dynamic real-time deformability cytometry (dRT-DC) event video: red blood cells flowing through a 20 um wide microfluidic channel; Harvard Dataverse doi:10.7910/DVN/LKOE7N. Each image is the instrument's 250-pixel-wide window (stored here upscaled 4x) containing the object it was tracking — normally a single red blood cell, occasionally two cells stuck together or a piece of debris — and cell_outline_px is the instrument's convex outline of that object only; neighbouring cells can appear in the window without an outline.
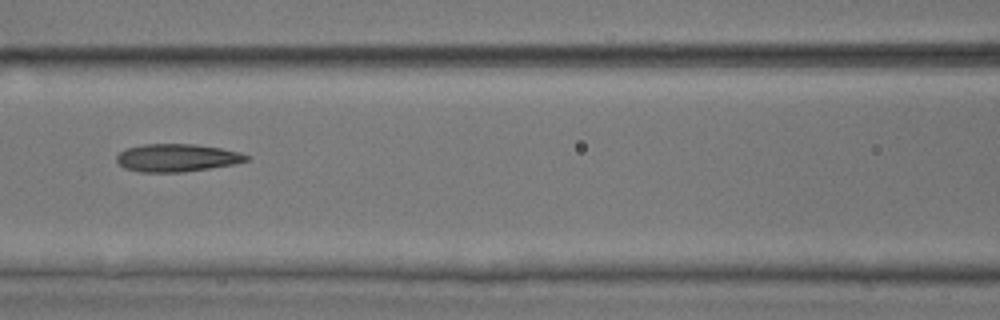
{"species": "common noctule bat (a hibernating species)", "species_latin": "Nyctalus noctula", "temperature_condition": "room temperature", "stored_images_in_passage": 10, "camera_frame_rate_fps": 3000, "um_per_image_px": 0.085, "animal": {"sex": "male", "body_mass_g": 17.9, "forearm_length_mm": 54.2}, "frame": {"image": 1, "passage_image": 6, "time_ms": 1.667, "image_size_px": [1000, 320], "cell_outline_px": [[252, 156], [248, 160], [236, 164], [184, 172], [140, 172], [124, 168], [116, 160], [116, 156], [120, 152], [128, 148], [144, 144], [192, 144], [220, 148], [240, 152]], "centroid_in_image_um": [15.07, 13.42], "position_along_channel_um": 151.5, "area_um2": 21.04}}
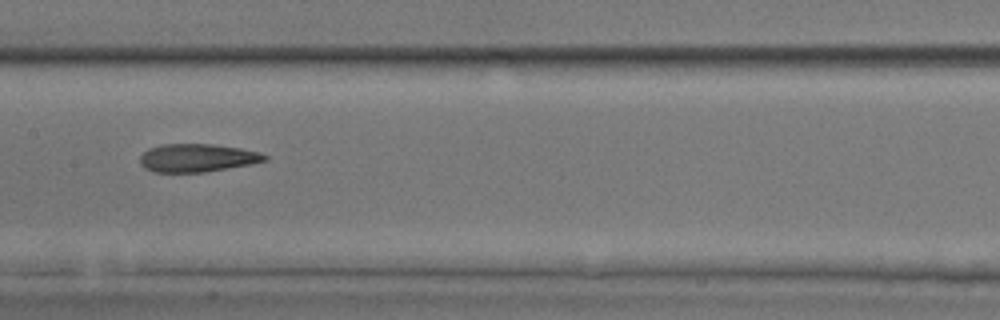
{"frame": {"image": 2, "passage_image": 7, "time_ms": 2.0, "image_size_px": [1000, 320], "cell_outline_px": [[268, 160], [252, 164], [204, 172], [152, 172], [144, 168], [140, 164], [140, 156], [148, 148], [160, 144], [212, 144], [240, 148], [260, 152], [268, 156]], "centroid_in_image_um": [16.75, 13.42], "position_along_channel_um": 190.6, "area_um2": 20.58}}
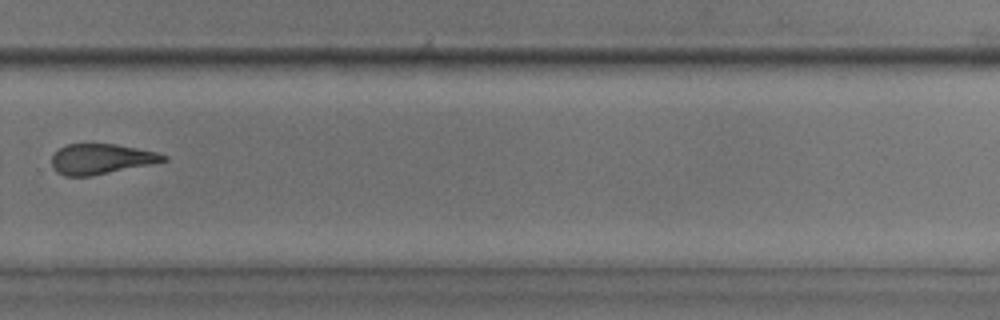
{"frame": {"image": 3, "passage_image": 10, "time_ms": 3.0, "image_size_px": [1000, 320], "cell_outline_px": [[168, 160], [152, 164], [92, 176], [64, 176], [56, 172], [52, 168], [52, 156], [60, 148], [68, 144], [116, 144], [156, 152], [168, 156]], "centroid_in_image_um": [8.59, 13.52], "position_along_channel_um": 321.2, "area_um2": 19.71}}